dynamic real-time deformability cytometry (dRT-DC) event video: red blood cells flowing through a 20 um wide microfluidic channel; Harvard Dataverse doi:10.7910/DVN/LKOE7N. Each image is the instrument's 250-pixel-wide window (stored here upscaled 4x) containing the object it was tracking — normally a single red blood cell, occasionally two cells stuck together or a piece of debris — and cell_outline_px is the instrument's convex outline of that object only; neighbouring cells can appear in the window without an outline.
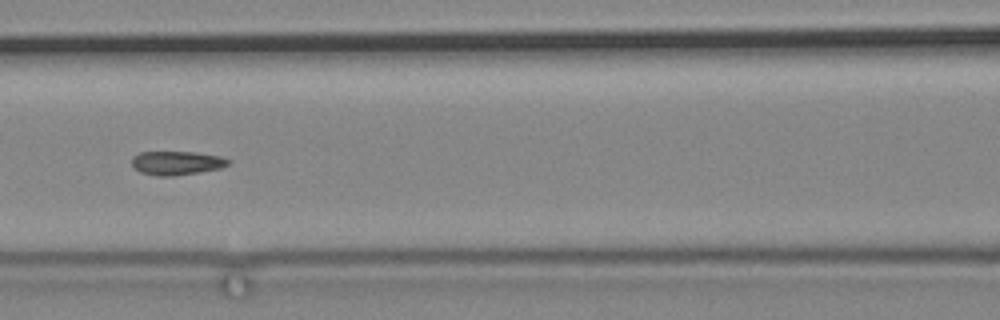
{"species": "common noctule bat (a hibernating species)", "species_latin": "Nyctalus noctula", "temperature_condition": "cold", "stored_images_in_passage": 46, "camera_frame_rate_fps": 3000, "um_per_image_px": 0.085, "animal": {"sex": "male", "body_mass_g": 19.2, "forearm_length_mm": 51.8}, "frame": {"image": 1, "passage_image": 10, "time_ms": 3.0, "image_size_px": [1000, 320], "cell_outline_px": [[228, 164], [220, 168], [176, 176], [156, 176], [140, 172], [132, 168], [132, 156], [140, 152], [196, 152], [220, 156], [228, 160]], "centroid_in_image_um": [14.95, 13.86], "position_along_channel_um": 151.7, "area_um2": 13.41}}
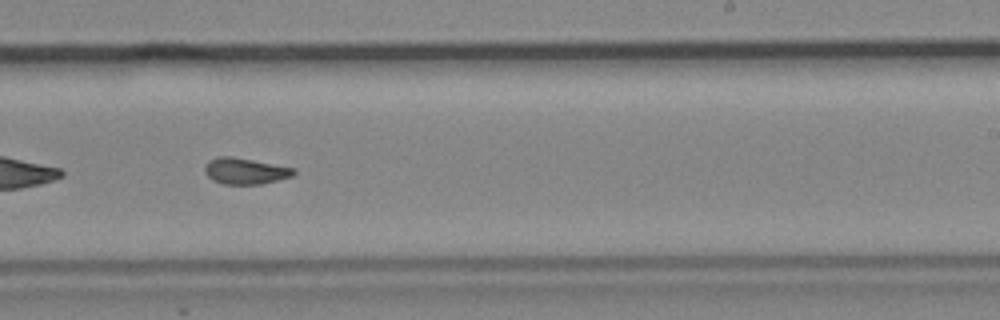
{"frame": {"image": 2, "passage_image": 21, "time_ms": 6.667, "image_size_px": [1000, 320], "cell_outline_px": [[296, 172], [292, 176], [260, 184], [224, 184], [212, 180], [204, 172], [204, 164], [208, 160], [216, 156], [232, 156], [296, 168]], "centroid_in_image_um": [20.8, 14.52], "position_along_channel_um": 268.2, "area_um2": 13.7}}
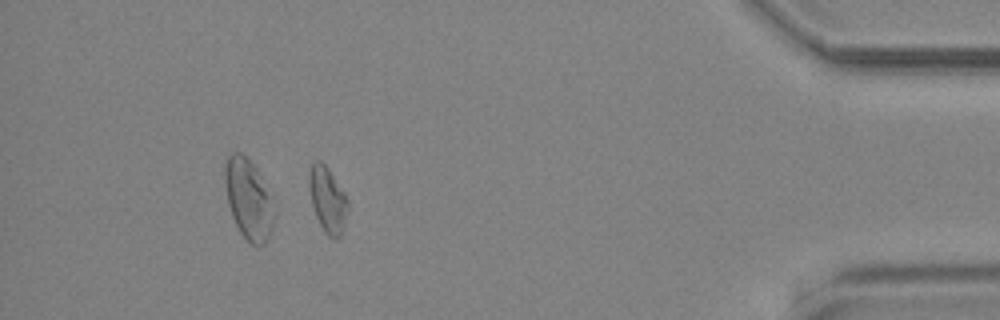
{"frame": {"image": 3, "passage_image": 39, "time_ms": 12.667, "image_size_px": [1000, 320], "cell_outline_px": [[348, 208], [344, 224], [340, 236], [336, 240], [328, 236], [324, 232], [316, 216], [312, 204], [308, 188], [308, 172], [312, 164], [316, 160], [320, 160], [328, 168], [344, 192], [348, 200]], "centroid_in_image_um": [27.83, 16.96], "position_along_channel_um": 407.4, "area_um2": 14.85}}